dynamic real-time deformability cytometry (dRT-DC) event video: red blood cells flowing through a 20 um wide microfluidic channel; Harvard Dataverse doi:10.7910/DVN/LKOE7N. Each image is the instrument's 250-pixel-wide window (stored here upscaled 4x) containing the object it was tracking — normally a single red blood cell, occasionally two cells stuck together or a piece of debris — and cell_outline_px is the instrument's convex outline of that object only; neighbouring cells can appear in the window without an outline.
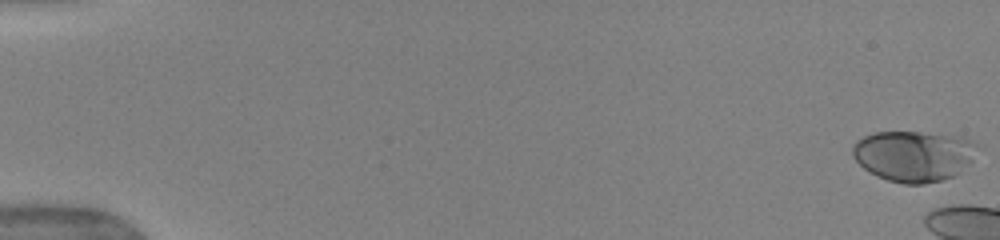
{"species": "human", "species_latin": "Homo sapiens", "temperature_condition": "warm", "stored_images_in_passage": 7, "camera_frame_rate_fps": 3000, "um_per_image_px": 0.085, "donor": {"sex": "female"}, "frame": {"image": 1, "passage_image": 1, "time_ms": 0.0, "image_size_px": [1000, 240], "cell_outline_px": [[984, 148], [960, 172], [952, 176], [940, 180], [924, 184], [904, 184], [888, 180], [876, 176], [864, 168], [852, 156], [852, 144], [856, 140], [872, 132], [920, 132], [960, 136], [972, 140]], "centroid_in_image_um": [77.71, 13.23], "position_along_channel_um": 7.3, "area_um2": 37.51}}